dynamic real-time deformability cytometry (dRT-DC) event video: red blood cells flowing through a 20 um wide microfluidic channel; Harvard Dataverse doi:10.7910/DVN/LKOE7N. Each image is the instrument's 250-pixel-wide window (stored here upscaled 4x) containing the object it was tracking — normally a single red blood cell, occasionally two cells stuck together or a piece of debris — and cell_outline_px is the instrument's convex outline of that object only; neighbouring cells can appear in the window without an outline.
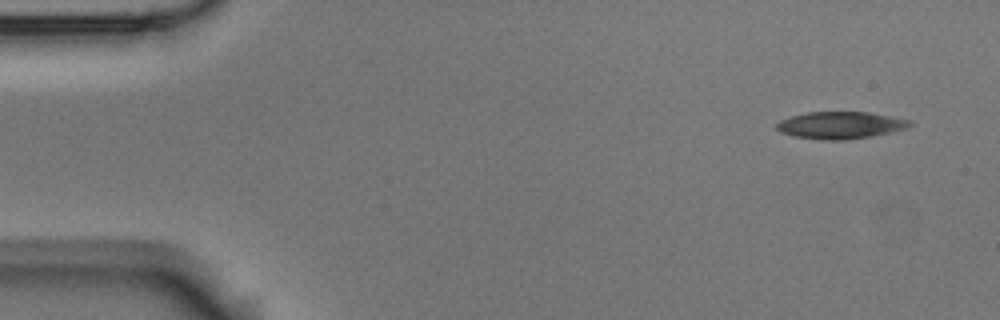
{"species": "Egyptian fruit bat (a non-hibernating species)", "species_latin": "Rousettus aegyptiacus", "temperature_condition": "room temperature", "stored_images_in_passage": 5, "camera_frame_rate_fps": 3000, "um_per_image_px": 0.085, "animal": {"sex": "male"}, "frame": {"image": 1, "passage_image": 1, "time_ms": 0.0, "image_size_px": [1000, 320], "cell_outline_px": [[912, 124], [908, 128], [872, 136], [844, 140], [824, 140], [796, 136], [780, 132], [776, 128], [776, 124], [780, 120], [792, 116], [808, 112], [868, 112], [892, 116], [912, 120]], "centroid_in_image_um": [71.47, 10.64], "position_along_channel_um": 13.5, "area_um2": 20.98}}
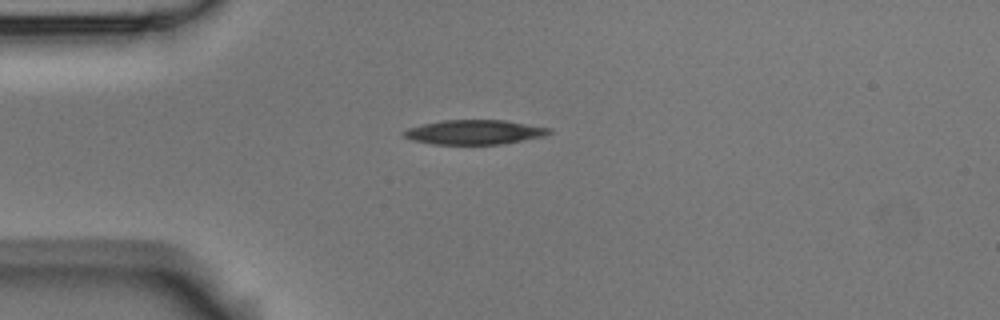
{"frame": {"image": 2, "passage_image": 4, "time_ms": 1.0, "image_size_px": [1000, 320], "cell_outline_px": [[552, 132], [544, 136], [524, 140], [500, 144], [432, 144], [412, 140], [404, 136], [400, 132], [408, 128], [440, 120], [504, 120], [552, 128]], "centroid_in_image_um": [40.32, 11.23], "position_along_channel_um": 44.7, "area_um2": 20.75}}
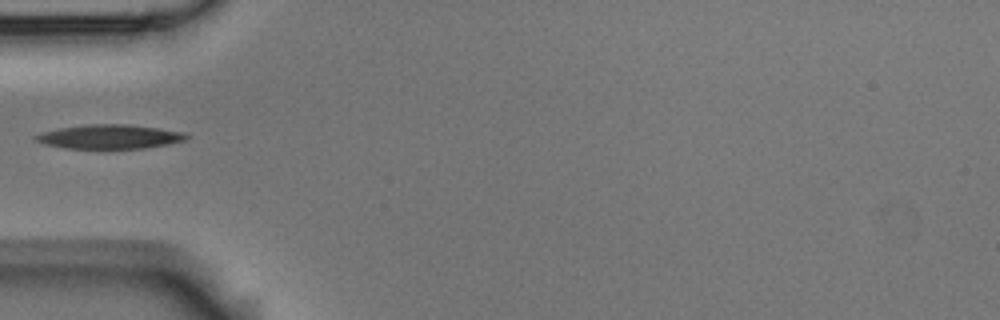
{"frame": {"image": 3, "passage_image": 5, "time_ms": 1.333, "image_size_px": [1000, 320], "cell_outline_px": [[188, 136], [184, 140], [168, 144], [144, 148], [64, 148], [44, 144], [36, 140], [32, 136], [44, 132], [60, 128], [88, 124], [128, 124], [160, 128], [184, 132]], "centroid_in_image_um": [9.32, 11.61], "position_along_channel_um": 75.7, "area_um2": 21.04}}